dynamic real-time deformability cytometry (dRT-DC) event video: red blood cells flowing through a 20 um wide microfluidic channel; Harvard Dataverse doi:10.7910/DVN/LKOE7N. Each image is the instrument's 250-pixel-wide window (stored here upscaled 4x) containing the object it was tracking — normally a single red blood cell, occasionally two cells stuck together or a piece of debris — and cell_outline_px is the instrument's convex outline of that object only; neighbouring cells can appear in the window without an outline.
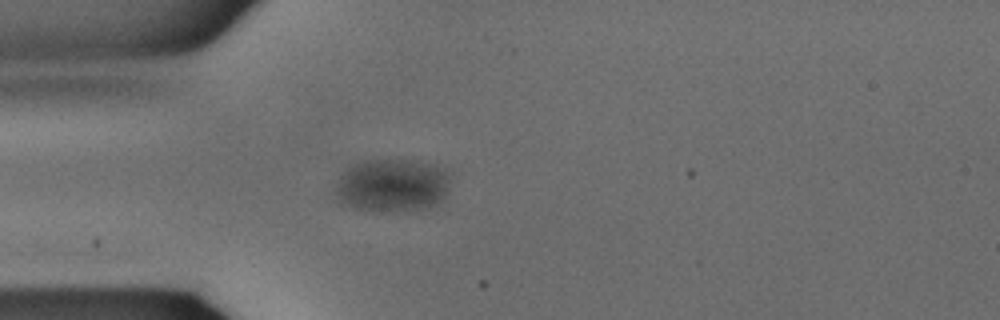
{"species": "common noctule bat (a hibernating species)", "species_latin": "Nyctalus noctula", "temperature_condition": "warm", "stored_images_in_passage": 10, "camera_frame_rate_fps": 3000, "um_per_image_px": 0.085, "animal": {"sex": "male", "body_mass_g": 15.6}, "frame": {"image": 1, "passage_image": 6, "time_ms": 1.667, "image_size_px": [1000, 320], "cell_outline_px": [[448, 192], [436, 204], [428, 208], [380, 212], [376, 212], [352, 208], [344, 204], [340, 200], [336, 192], [336, 188], [340, 176], [348, 164], [360, 160], [416, 160], [444, 168], [448, 172]], "centroid_in_image_um": [33.31, 15.74], "position_along_channel_um": 51.7, "area_um2": 35.89}}